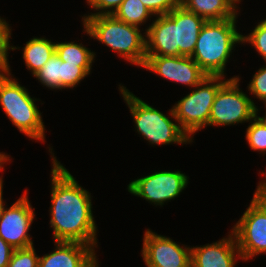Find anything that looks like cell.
<instances>
[{
  "label": "cell",
  "instance_id": "1",
  "mask_svg": "<svg viewBox=\"0 0 266 267\" xmlns=\"http://www.w3.org/2000/svg\"><path fill=\"white\" fill-rule=\"evenodd\" d=\"M51 147L50 227L54 241L79 242L97 246V224L92 212L91 193L81 187L54 157Z\"/></svg>",
  "mask_w": 266,
  "mask_h": 267
},
{
  "label": "cell",
  "instance_id": "2",
  "mask_svg": "<svg viewBox=\"0 0 266 267\" xmlns=\"http://www.w3.org/2000/svg\"><path fill=\"white\" fill-rule=\"evenodd\" d=\"M84 33L105 44L130 64L143 67L146 60V32L114 15L82 17Z\"/></svg>",
  "mask_w": 266,
  "mask_h": 267
},
{
  "label": "cell",
  "instance_id": "3",
  "mask_svg": "<svg viewBox=\"0 0 266 267\" xmlns=\"http://www.w3.org/2000/svg\"><path fill=\"white\" fill-rule=\"evenodd\" d=\"M237 18L206 21L200 30L191 57L208 76H225L232 50L241 44Z\"/></svg>",
  "mask_w": 266,
  "mask_h": 267
},
{
  "label": "cell",
  "instance_id": "4",
  "mask_svg": "<svg viewBox=\"0 0 266 267\" xmlns=\"http://www.w3.org/2000/svg\"><path fill=\"white\" fill-rule=\"evenodd\" d=\"M118 88L134 119L136 131L149 144L169 145L174 143L190 144L193 142L181 129L175 118L173 108L169 109L170 119V116L165 115L162 111L153 108L139 97H136L125 86L120 84ZM172 119L175 120L174 123Z\"/></svg>",
  "mask_w": 266,
  "mask_h": 267
},
{
  "label": "cell",
  "instance_id": "5",
  "mask_svg": "<svg viewBox=\"0 0 266 267\" xmlns=\"http://www.w3.org/2000/svg\"><path fill=\"white\" fill-rule=\"evenodd\" d=\"M36 101L10 71L0 74V105L12 125L31 140L45 142V126Z\"/></svg>",
  "mask_w": 266,
  "mask_h": 267
},
{
  "label": "cell",
  "instance_id": "6",
  "mask_svg": "<svg viewBox=\"0 0 266 267\" xmlns=\"http://www.w3.org/2000/svg\"><path fill=\"white\" fill-rule=\"evenodd\" d=\"M228 80L224 76H207L172 107L181 129L191 140L193 134L208 126L216 94Z\"/></svg>",
  "mask_w": 266,
  "mask_h": 267
},
{
  "label": "cell",
  "instance_id": "7",
  "mask_svg": "<svg viewBox=\"0 0 266 267\" xmlns=\"http://www.w3.org/2000/svg\"><path fill=\"white\" fill-rule=\"evenodd\" d=\"M239 76L231 77L217 92L208 126H230L255 117L256 103L239 88Z\"/></svg>",
  "mask_w": 266,
  "mask_h": 267
},
{
  "label": "cell",
  "instance_id": "8",
  "mask_svg": "<svg viewBox=\"0 0 266 267\" xmlns=\"http://www.w3.org/2000/svg\"><path fill=\"white\" fill-rule=\"evenodd\" d=\"M189 177L181 171H159L130 182L128 192L156 206L175 199L187 187Z\"/></svg>",
  "mask_w": 266,
  "mask_h": 267
},
{
  "label": "cell",
  "instance_id": "9",
  "mask_svg": "<svg viewBox=\"0 0 266 267\" xmlns=\"http://www.w3.org/2000/svg\"><path fill=\"white\" fill-rule=\"evenodd\" d=\"M231 231L243 261L266 253V215L252 200Z\"/></svg>",
  "mask_w": 266,
  "mask_h": 267
},
{
  "label": "cell",
  "instance_id": "10",
  "mask_svg": "<svg viewBox=\"0 0 266 267\" xmlns=\"http://www.w3.org/2000/svg\"><path fill=\"white\" fill-rule=\"evenodd\" d=\"M141 255L149 267H191V247L180 246L170 237L151 229L144 232Z\"/></svg>",
  "mask_w": 266,
  "mask_h": 267
},
{
  "label": "cell",
  "instance_id": "11",
  "mask_svg": "<svg viewBox=\"0 0 266 267\" xmlns=\"http://www.w3.org/2000/svg\"><path fill=\"white\" fill-rule=\"evenodd\" d=\"M27 190L9 208H5L0 220V237L14 249L33 246L28 233L33 223L35 212L28 199Z\"/></svg>",
  "mask_w": 266,
  "mask_h": 267
},
{
  "label": "cell",
  "instance_id": "12",
  "mask_svg": "<svg viewBox=\"0 0 266 267\" xmlns=\"http://www.w3.org/2000/svg\"><path fill=\"white\" fill-rule=\"evenodd\" d=\"M143 68L192 88L208 76L189 56H146Z\"/></svg>",
  "mask_w": 266,
  "mask_h": 267
},
{
  "label": "cell",
  "instance_id": "13",
  "mask_svg": "<svg viewBox=\"0 0 266 267\" xmlns=\"http://www.w3.org/2000/svg\"><path fill=\"white\" fill-rule=\"evenodd\" d=\"M156 17L145 29L146 56H180L176 36V8Z\"/></svg>",
  "mask_w": 266,
  "mask_h": 267
},
{
  "label": "cell",
  "instance_id": "14",
  "mask_svg": "<svg viewBox=\"0 0 266 267\" xmlns=\"http://www.w3.org/2000/svg\"><path fill=\"white\" fill-rule=\"evenodd\" d=\"M96 257L90 245L55 241L54 251L39 257L38 267H99Z\"/></svg>",
  "mask_w": 266,
  "mask_h": 267
},
{
  "label": "cell",
  "instance_id": "15",
  "mask_svg": "<svg viewBox=\"0 0 266 267\" xmlns=\"http://www.w3.org/2000/svg\"><path fill=\"white\" fill-rule=\"evenodd\" d=\"M212 244L191 247V267H235L241 253L233 232Z\"/></svg>",
  "mask_w": 266,
  "mask_h": 267
},
{
  "label": "cell",
  "instance_id": "16",
  "mask_svg": "<svg viewBox=\"0 0 266 267\" xmlns=\"http://www.w3.org/2000/svg\"><path fill=\"white\" fill-rule=\"evenodd\" d=\"M205 22L203 17L188 11L181 4L176 7V36L180 56H192L200 30Z\"/></svg>",
  "mask_w": 266,
  "mask_h": 267
},
{
  "label": "cell",
  "instance_id": "17",
  "mask_svg": "<svg viewBox=\"0 0 266 267\" xmlns=\"http://www.w3.org/2000/svg\"><path fill=\"white\" fill-rule=\"evenodd\" d=\"M181 5L206 21L235 18L239 12L231 0H181Z\"/></svg>",
  "mask_w": 266,
  "mask_h": 267
},
{
  "label": "cell",
  "instance_id": "18",
  "mask_svg": "<svg viewBox=\"0 0 266 267\" xmlns=\"http://www.w3.org/2000/svg\"><path fill=\"white\" fill-rule=\"evenodd\" d=\"M55 42L44 37H33L23 47L22 57L27 70L34 75L55 54Z\"/></svg>",
  "mask_w": 266,
  "mask_h": 267
},
{
  "label": "cell",
  "instance_id": "19",
  "mask_svg": "<svg viewBox=\"0 0 266 267\" xmlns=\"http://www.w3.org/2000/svg\"><path fill=\"white\" fill-rule=\"evenodd\" d=\"M55 53L62 61L71 64H92L96 55L89 48L83 46L82 43H75V41L57 42Z\"/></svg>",
  "mask_w": 266,
  "mask_h": 267
},
{
  "label": "cell",
  "instance_id": "20",
  "mask_svg": "<svg viewBox=\"0 0 266 267\" xmlns=\"http://www.w3.org/2000/svg\"><path fill=\"white\" fill-rule=\"evenodd\" d=\"M113 15L122 22L137 27L154 16L140 0H124Z\"/></svg>",
  "mask_w": 266,
  "mask_h": 267
},
{
  "label": "cell",
  "instance_id": "21",
  "mask_svg": "<svg viewBox=\"0 0 266 267\" xmlns=\"http://www.w3.org/2000/svg\"><path fill=\"white\" fill-rule=\"evenodd\" d=\"M33 76L43 86L62 90V60L55 53Z\"/></svg>",
  "mask_w": 266,
  "mask_h": 267
},
{
  "label": "cell",
  "instance_id": "22",
  "mask_svg": "<svg viewBox=\"0 0 266 267\" xmlns=\"http://www.w3.org/2000/svg\"><path fill=\"white\" fill-rule=\"evenodd\" d=\"M92 64H71L62 61V89H73L87 75H90Z\"/></svg>",
  "mask_w": 266,
  "mask_h": 267
},
{
  "label": "cell",
  "instance_id": "23",
  "mask_svg": "<svg viewBox=\"0 0 266 267\" xmlns=\"http://www.w3.org/2000/svg\"><path fill=\"white\" fill-rule=\"evenodd\" d=\"M251 123V124H250ZM246 129V140L249 147L259 154H266V127L254 117Z\"/></svg>",
  "mask_w": 266,
  "mask_h": 267
},
{
  "label": "cell",
  "instance_id": "24",
  "mask_svg": "<svg viewBox=\"0 0 266 267\" xmlns=\"http://www.w3.org/2000/svg\"><path fill=\"white\" fill-rule=\"evenodd\" d=\"M11 29L5 19L0 17V74L11 71L8 61V50L19 49L10 45Z\"/></svg>",
  "mask_w": 266,
  "mask_h": 267
},
{
  "label": "cell",
  "instance_id": "25",
  "mask_svg": "<svg viewBox=\"0 0 266 267\" xmlns=\"http://www.w3.org/2000/svg\"><path fill=\"white\" fill-rule=\"evenodd\" d=\"M241 43H249L266 63V18L257 23L248 35H242Z\"/></svg>",
  "mask_w": 266,
  "mask_h": 267
},
{
  "label": "cell",
  "instance_id": "26",
  "mask_svg": "<svg viewBox=\"0 0 266 267\" xmlns=\"http://www.w3.org/2000/svg\"><path fill=\"white\" fill-rule=\"evenodd\" d=\"M34 246L15 249L7 267H38L39 256Z\"/></svg>",
  "mask_w": 266,
  "mask_h": 267
},
{
  "label": "cell",
  "instance_id": "27",
  "mask_svg": "<svg viewBox=\"0 0 266 267\" xmlns=\"http://www.w3.org/2000/svg\"><path fill=\"white\" fill-rule=\"evenodd\" d=\"M247 88L251 95L253 94L264 105L266 104V65H263L256 71Z\"/></svg>",
  "mask_w": 266,
  "mask_h": 267
},
{
  "label": "cell",
  "instance_id": "28",
  "mask_svg": "<svg viewBox=\"0 0 266 267\" xmlns=\"http://www.w3.org/2000/svg\"><path fill=\"white\" fill-rule=\"evenodd\" d=\"M155 16L170 13L181 4V0H140Z\"/></svg>",
  "mask_w": 266,
  "mask_h": 267
},
{
  "label": "cell",
  "instance_id": "29",
  "mask_svg": "<svg viewBox=\"0 0 266 267\" xmlns=\"http://www.w3.org/2000/svg\"><path fill=\"white\" fill-rule=\"evenodd\" d=\"M124 0H86L90 8L94 9V13H88L86 16L113 15Z\"/></svg>",
  "mask_w": 266,
  "mask_h": 267
},
{
  "label": "cell",
  "instance_id": "30",
  "mask_svg": "<svg viewBox=\"0 0 266 267\" xmlns=\"http://www.w3.org/2000/svg\"><path fill=\"white\" fill-rule=\"evenodd\" d=\"M14 250L12 246L0 237V267L8 266Z\"/></svg>",
  "mask_w": 266,
  "mask_h": 267
},
{
  "label": "cell",
  "instance_id": "31",
  "mask_svg": "<svg viewBox=\"0 0 266 267\" xmlns=\"http://www.w3.org/2000/svg\"><path fill=\"white\" fill-rule=\"evenodd\" d=\"M252 201L265 213L266 215V193H254Z\"/></svg>",
  "mask_w": 266,
  "mask_h": 267
},
{
  "label": "cell",
  "instance_id": "32",
  "mask_svg": "<svg viewBox=\"0 0 266 267\" xmlns=\"http://www.w3.org/2000/svg\"><path fill=\"white\" fill-rule=\"evenodd\" d=\"M5 207L6 206L3 201V178H1L0 179V220L2 218Z\"/></svg>",
  "mask_w": 266,
  "mask_h": 267
},
{
  "label": "cell",
  "instance_id": "33",
  "mask_svg": "<svg viewBox=\"0 0 266 267\" xmlns=\"http://www.w3.org/2000/svg\"><path fill=\"white\" fill-rule=\"evenodd\" d=\"M264 173L265 172H262L261 175L265 176L266 173L265 174ZM254 193H266V178L263 181L258 183V186H257L256 191Z\"/></svg>",
  "mask_w": 266,
  "mask_h": 267
},
{
  "label": "cell",
  "instance_id": "34",
  "mask_svg": "<svg viewBox=\"0 0 266 267\" xmlns=\"http://www.w3.org/2000/svg\"><path fill=\"white\" fill-rule=\"evenodd\" d=\"M10 160V156L7 154L0 152V171H3L4 164Z\"/></svg>",
  "mask_w": 266,
  "mask_h": 267
},
{
  "label": "cell",
  "instance_id": "35",
  "mask_svg": "<svg viewBox=\"0 0 266 267\" xmlns=\"http://www.w3.org/2000/svg\"><path fill=\"white\" fill-rule=\"evenodd\" d=\"M265 108H266V104H265ZM258 108L257 106L255 107V117L266 127V111H265V115L260 117L258 116Z\"/></svg>",
  "mask_w": 266,
  "mask_h": 267
},
{
  "label": "cell",
  "instance_id": "36",
  "mask_svg": "<svg viewBox=\"0 0 266 267\" xmlns=\"http://www.w3.org/2000/svg\"><path fill=\"white\" fill-rule=\"evenodd\" d=\"M233 2V4L235 6L239 5V3L241 2V0H231ZM237 4V5H236Z\"/></svg>",
  "mask_w": 266,
  "mask_h": 267
}]
</instances>
